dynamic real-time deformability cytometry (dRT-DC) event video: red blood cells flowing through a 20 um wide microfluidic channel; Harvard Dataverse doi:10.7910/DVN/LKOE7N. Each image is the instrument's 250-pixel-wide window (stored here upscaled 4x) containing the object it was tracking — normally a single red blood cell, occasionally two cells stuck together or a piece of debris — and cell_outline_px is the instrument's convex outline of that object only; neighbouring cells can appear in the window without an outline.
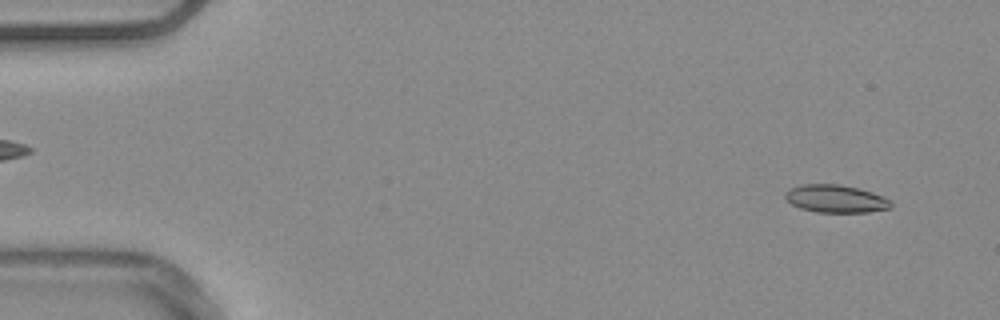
{"species": "common noctule bat (a hibernating species)", "species_latin": "Nyctalus noctula", "temperature_condition": "warm", "stored_images_in_passage": 53, "camera_frame_rate_fps": 3000, "um_per_image_px": 0.085, "animal": {"sex": "male", "body_mass_g": 20.4}, "frame": {"image": 1, "passage_image": 3, "time_ms": 0.667, "image_size_px": [1000, 320], "cell_outline_px": [[892, 208], [868, 212], [816, 212], [800, 208], [792, 204], [784, 196], [784, 192], [800, 184], [840, 184], [860, 188], [884, 196], [892, 200]], "centroid_in_image_um": [71.08, 16.89], "position_along_channel_um": 13.9, "area_um2": 17.28}}
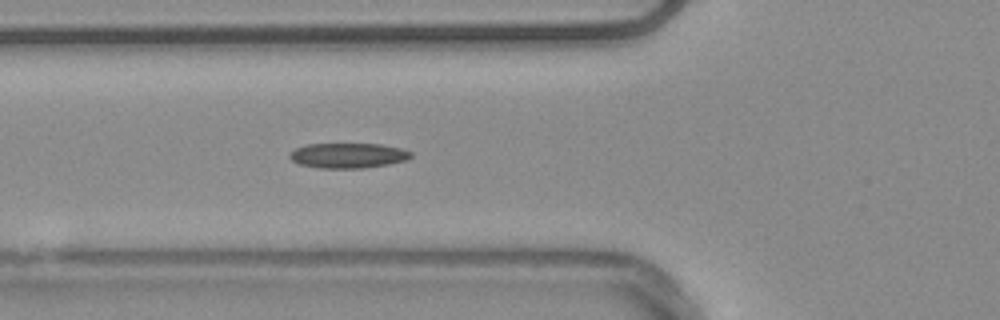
{"frame": {"image": 2, "passage_image": 19, "time_ms": 6.0, "image_size_px": [1000, 320], "cell_outline_px": [[412, 156], [408, 160], [388, 164], [364, 168], [320, 168], [300, 164], [292, 160], [288, 156], [296, 148], [308, 144], [380, 144], [400, 148], [412, 152]], "centroid_in_image_um": [29.62, 13.22], "position_along_channel_um": 96.2, "area_um2": 17.63}}
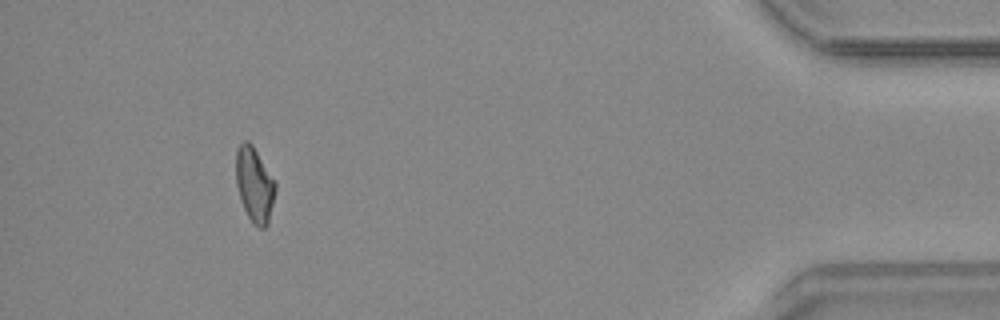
{"frame": {"image": 3, "passage_image": 49, "time_ms": 16.0, "image_size_px": [1000, 320], "cell_outline_px": [[276, 188], [268, 224], [264, 228], [260, 228], [252, 224], [240, 200], [236, 184], [236, 148], [244, 140], [248, 140], [252, 144], [276, 180]], "centroid_in_image_um": [21.63, 15.68], "position_along_channel_um": 413.6, "area_um2": 17.46}, "authors_computed_cell_mechanics": {"area_um2": 17.2244, "velocity_mm_per_s": 3.7817, "shape_relaxation_time_tau1_ms": null, "shape_relaxation_time_tau2_ms": 9.4114, "deformation_change_tau1": null, "deformation_change_tau2": 0.1776}}